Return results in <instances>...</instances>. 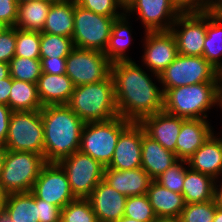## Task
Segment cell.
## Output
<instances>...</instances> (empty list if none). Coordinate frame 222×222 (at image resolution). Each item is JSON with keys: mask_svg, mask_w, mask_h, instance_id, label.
I'll use <instances>...</instances> for the list:
<instances>
[{"mask_svg": "<svg viewBox=\"0 0 222 222\" xmlns=\"http://www.w3.org/2000/svg\"><path fill=\"white\" fill-rule=\"evenodd\" d=\"M114 95L119 116L140 122L144 117L163 111V92L150 75L133 60L111 65Z\"/></svg>", "mask_w": 222, "mask_h": 222, "instance_id": "obj_1", "label": "cell"}, {"mask_svg": "<svg viewBox=\"0 0 222 222\" xmlns=\"http://www.w3.org/2000/svg\"><path fill=\"white\" fill-rule=\"evenodd\" d=\"M44 158L59 162L79 151L84 122L67 105L43 106Z\"/></svg>", "mask_w": 222, "mask_h": 222, "instance_id": "obj_2", "label": "cell"}, {"mask_svg": "<svg viewBox=\"0 0 222 222\" xmlns=\"http://www.w3.org/2000/svg\"><path fill=\"white\" fill-rule=\"evenodd\" d=\"M222 109V82H203L168 89L163 94V110L184 119H205L207 111Z\"/></svg>", "mask_w": 222, "mask_h": 222, "instance_id": "obj_3", "label": "cell"}, {"mask_svg": "<svg viewBox=\"0 0 222 222\" xmlns=\"http://www.w3.org/2000/svg\"><path fill=\"white\" fill-rule=\"evenodd\" d=\"M67 106L84 123L107 121L119 116L112 76L96 83L76 86Z\"/></svg>", "mask_w": 222, "mask_h": 222, "instance_id": "obj_4", "label": "cell"}, {"mask_svg": "<svg viewBox=\"0 0 222 222\" xmlns=\"http://www.w3.org/2000/svg\"><path fill=\"white\" fill-rule=\"evenodd\" d=\"M43 155L6 150L0 172V187L7 193H28L46 164Z\"/></svg>", "mask_w": 222, "mask_h": 222, "instance_id": "obj_5", "label": "cell"}, {"mask_svg": "<svg viewBox=\"0 0 222 222\" xmlns=\"http://www.w3.org/2000/svg\"><path fill=\"white\" fill-rule=\"evenodd\" d=\"M131 123L120 116L107 121L87 122L81 132L79 151L108 166L120 133Z\"/></svg>", "mask_w": 222, "mask_h": 222, "instance_id": "obj_6", "label": "cell"}, {"mask_svg": "<svg viewBox=\"0 0 222 222\" xmlns=\"http://www.w3.org/2000/svg\"><path fill=\"white\" fill-rule=\"evenodd\" d=\"M163 94L170 88L203 82H222L221 73L203 56L178 54L159 75Z\"/></svg>", "mask_w": 222, "mask_h": 222, "instance_id": "obj_7", "label": "cell"}, {"mask_svg": "<svg viewBox=\"0 0 222 222\" xmlns=\"http://www.w3.org/2000/svg\"><path fill=\"white\" fill-rule=\"evenodd\" d=\"M4 147L9 151L44 156V127L41 110L12 111Z\"/></svg>", "mask_w": 222, "mask_h": 222, "instance_id": "obj_8", "label": "cell"}, {"mask_svg": "<svg viewBox=\"0 0 222 222\" xmlns=\"http://www.w3.org/2000/svg\"><path fill=\"white\" fill-rule=\"evenodd\" d=\"M117 18L106 17L86 10L74 0V47L103 52L105 51L113 22Z\"/></svg>", "mask_w": 222, "mask_h": 222, "instance_id": "obj_9", "label": "cell"}, {"mask_svg": "<svg viewBox=\"0 0 222 222\" xmlns=\"http://www.w3.org/2000/svg\"><path fill=\"white\" fill-rule=\"evenodd\" d=\"M111 65L103 52L74 47L66 57L65 74L76 87L107 79Z\"/></svg>", "mask_w": 222, "mask_h": 222, "instance_id": "obj_10", "label": "cell"}, {"mask_svg": "<svg viewBox=\"0 0 222 222\" xmlns=\"http://www.w3.org/2000/svg\"><path fill=\"white\" fill-rule=\"evenodd\" d=\"M58 163L65 170L76 198H88L103 180L105 166L80 151L61 159Z\"/></svg>", "mask_w": 222, "mask_h": 222, "instance_id": "obj_11", "label": "cell"}, {"mask_svg": "<svg viewBox=\"0 0 222 222\" xmlns=\"http://www.w3.org/2000/svg\"><path fill=\"white\" fill-rule=\"evenodd\" d=\"M38 199L61 210L76 197L71 190L67 174L58 162H47L31 191Z\"/></svg>", "mask_w": 222, "mask_h": 222, "instance_id": "obj_12", "label": "cell"}, {"mask_svg": "<svg viewBox=\"0 0 222 222\" xmlns=\"http://www.w3.org/2000/svg\"><path fill=\"white\" fill-rule=\"evenodd\" d=\"M170 32L175 37L178 54L202 56L206 39V12H182Z\"/></svg>", "mask_w": 222, "mask_h": 222, "instance_id": "obj_13", "label": "cell"}, {"mask_svg": "<svg viewBox=\"0 0 222 222\" xmlns=\"http://www.w3.org/2000/svg\"><path fill=\"white\" fill-rule=\"evenodd\" d=\"M124 12L128 16L137 14L145 32L170 31L182 13L173 0H134Z\"/></svg>", "mask_w": 222, "mask_h": 222, "instance_id": "obj_14", "label": "cell"}, {"mask_svg": "<svg viewBox=\"0 0 222 222\" xmlns=\"http://www.w3.org/2000/svg\"><path fill=\"white\" fill-rule=\"evenodd\" d=\"M142 62L160 83L159 75L178 56L174 35L170 31L145 32Z\"/></svg>", "mask_w": 222, "mask_h": 222, "instance_id": "obj_15", "label": "cell"}, {"mask_svg": "<svg viewBox=\"0 0 222 222\" xmlns=\"http://www.w3.org/2000/svg\"><path fill=\"white\" fill-rule=\"evenodd\" d=\"M142 126L131 122L118 138L112 160L107 166L116 170H132L141 167Z\"/></svg>", "mask_w": 222, "mask_h": 222, "instance_id": "obj_16", "label": "cell"}, {"mask_svg": "<svg viewBox=\"0 0 222 222\" xmlns=\"http://www.w3.org/2000/svg\"><path fill=\"white\" fill-rule=\"evenodd\" d=\"M184 120V118L169 114L163 110L154 115L144 117L139 123L147 136L176 155V142Z\"/></svg>", "mask_w": 222, "mask_h": 222, "instance_id": "obj_17", "label": "cell"}, {"mask_svg": "<svg viewBox=\"0 0 222 222\" xmlns=\"http://www.w3.org/2000/svg\"><path fill=\"white\" fill-rule=\"evenodd\" d=\"M98 222H115L124 216L127 196L119 193L104 180L88 197Z\"/></svg>", "mask_w": 222, "mask_h": 222, "instance_id": "obj_18", "label": "cell"}, {"mask_svg": "<svg viewBox=\"0 0 222 222\" xmlns=\"http://www.w3.org/2000/svg\"><path fill=\"white\" fill-rule=\"evenodd\" d=\"M214 134L213 132L195 151L187 163L191 170L206 174L218 181L222 177V138Z\"/></svg>", "mask_w": 222, "mask_h": 222, "instance_id": "obj_19", "label": "cell"}, {"mask_svg": "<svg viewBox=\"0 0 222 222\" xmlns=\"http://www.w3.org/2000/svg\"><path fill=\"white\" fill-rule=\"evenodd\" d=\"M103 180L127 197L147 194L149 184L152 181L141 167L122 171L107 166L104 169Z\"/></svg>", "mask_w": 222, "mask_h": 222, "instance_id": "obj_20", "label": "cell"}, {"mask_svg": "<svg viewBox=\"0 0 222 222\" xmlns=\"http://www.w3.org/2000/svg\"><path fill=\"white\" fill-rule=\"evenodd\" d=\"M208 120L185 119L176 142V157L187 161L214 132Z\"/></svg>", "mask_w": 222, "mask_h": 222, "instance_id": "obj_21", "label": "cell"}, {"mask_svg": "<svg viewBox=\"0 0 222 222\" xmlns=\"http://www.w3.org/2000/svg\"><path fill=\"white\" fill-rule=\"evenodd\" d=\"M141 158V168L152 180L157 179L178 161L175 153L165 149L159 142L147 136L143 127Z\"/></svg>", "mask_w": 222, "mask_h": 222, "instance_id": "obj_22", "label": "cell"}, {"mask_svg": "<svg viewBox=\"0 0 222 222\" xmlns=\"http://www.w3.org/2000/svg\"><path fill=\"white\" fill-rule=\"evenodd\" d=\"M36 84L43 106L67 105L75 88L66 74L42 73Z\"/></svg>", "mask_w": 222, "mask_h": 222, "instance_id": "obj_23", "label": "cell"}, {"mask_svg": "<svg viewBox=\"0 0 222 222\" xmlns=\"http://www.w3.org/2000/svg\"><path fill=\"white\" fill-rule=\"evenodd\" d=\"M147 195L157 217H180L185 206L182 194L172 192L152 180L149 184Z\"/></svg>", "mask_w": 222, "mask_h": 222, "instance_id": "obj_24", "label": "cell"}, {"mask_svg": "<svg viewBox=\"0 0 222 222\" xmlns=\"http://www.w3.org/2000/svg\"><path fill=\"white\" fill-rule=\"evenodd\" d=\"M74 0L53 1L42 32L72 38Z\"/></svg>", "mask_w": 222, "mask_h": 222, "instance_id": "obj_25", "label": "cell"}, {"mask_svg": "<svg viewBox=\"0 0 222 222\" xmlns=\"http://www.w3.org/2000/svg\"><path fill=\"white\" fill-rule=\"evenodd\" d=\"M128 20L129 17L124 13L113 22L109 41L104 51V54L111 63L132 60L126 54V50L133 40Z\"/></svg>", "mask_w": 222, "mask_h": 222, "instance_id": "obj_26", "label": "cell"}, {"mask_svg": "<svg viewBox=\"0 0 222 222\" xmlns=\"http://www.w3.org/2000/svg\"><path fill=\"white\" fill-rule=\"evenodd\" d=\"M215 180L201 172L186 170L182 195L185 204L202 203L214 199Z\"/></svg>", "mask_w": 222, "mask_h": 222, "instance_id": "obj_27", "label": "cell"}, {"mask_svg": "<svg viewBox=\"0 0 222 222\" xmlns=\"http://www.w3.org/2000/svg\"><path fill=\"white\" fill-rule=\"evenodd\" d=\"M202 56L222 75V15L206 12V39Z\"/></svg>", "mask_w": 222, "mask_h": 222, "instance_id": "obj_28", "label": "cell"}, {"mask_svg": "<svg viewBox=\"0 0 222 222\" xmlns=\"http://www.w3.org/2000/svg\"><path fill=\"white\" fill-rule=\"evenodd\" d=\"M53 0H39L18 4L15 27L25 31L42 32Z\"/></svg>", "mask_w": 222, "mask_h": 222, "instance_id": "obj_29", "label": "cell"}, {"mask_svg": "<svg viewBox=\"0 0 222 222\" xmlns=\"http://www.w3.org/2000/svg\"><path fill=\"white\" fill-rule=\"evenodd\" d=\"M4 212L12 222H39L36 196L32 192L8 194Z\"/></svg>", "mask_w": 222, "mask_h": 222, "instance_id": "obj_30", "label": "cell"}, {"mask_svg": "<svg viewBox=\"0 0 222 222\" xmlns=\"http://www.w3.org/2000/svg\"><path fill=\"white\" fill-rule=\"evenodd\" d=\"M9 107L12 111L41 110L43 105L38 95L37 84L12 79Z\"/></svg>", "mask_w": 222, "mask_h": 222, "instance_id": "obj_31", "label": "cell"}, {"mask_svg": "<svg viewBox=\"0 0 222 222\" xmlns=\"http://www.w3.org/2000/svg\"><path fill=\"white\" fill-rule=\"evenodd\" d=\"M12 79L36 84L42 74L40 58H24L14 56L9 61Z\"/></svg>", "mask_w": 222, "mask_h": 222, "instance_id": "obj_32", "label": "cell"}, {"mask_svg": "<svg viewBox=\"0 0 222 222\" xmlns=\"http://www.w3.org/2000/svg\"><path fill=\"white\" fill-rule=\"evenodd\" d=\"M73 48L72 38L40 32V58H66Z\"/></svg>", "mask_w": 222, "mask_h": 222, "instance_id": "obj_33", "label": "cell"}, {"mask_svg": "<svg viewBox=\"0 0 222 222\" xmlns=\"http://www.w3.org/2000/svg\"><path fill=\"white\" fill-rule=\"evenodd\" d=\"M60 222H98L88 198H75L61 210Z\"/></svg>", "mask_w": 222, "mask_h": 222, "instance_id": "obj_34", "label": "cell"}, {"mask_svg": "<svg viewBox=\"0 0 222 222\" xmlns=\"http://www.w3.org/2000/svg\"><path fill=\"white\" fill-rule=\"evenodd\" d=\"M124 216L141 222H153L157 218L147 194L127 197Z\"/></svg>", "mask_w": 222, "mask_h": 222, "instance_id": "obj_35", "label": "cell"}, {"mask_svg": "<svg viewBox=\"0 0 222 222\" xmlns=\"http://www.w3.org/2000/svg\"><path fill=\"white\" fill-rule=\"evenodd\" d=\"M15 56L40 58V32L16 28Z\"/></svg>", "mask_w": 222, "mask_h": 222, "instance_id": "obj_36", "label": "cell"}, {"mask_svg": "<svg viewBox=\"0 0 222 222\" xmlns=\"http://www.w3.org/2000/svg\"><path fill=\"white\" fill-rule=\"evenodd\" d=\"M215 200L202 203L185 204L182 210L180 222H213L216 212Z\"/></svg>", "mask_w": 222, "mask_h": 222, "instance_id": "obj_37", "label": "cell"}, {"mask_svg": "<svg viewBox=\"0 0 222 222\" xmlns=\"http://www.w3.org/2000/svg\"><path fill=\"white\" fill-rule=\"evenodd\" d=\"M184 164H188L187 161L178 160L155 181L172 192L182 194L186 170L189 168Z\"/></svg>", "mask_w": 222, "mask_h": 222, "instance_id": "obj_38", "label": "cell"}, {"mask_svg": "<svg viewBox=\"0 0 222 222\" xmlns=\"http://www.w3.org/2000/svg\"><path fill=\"white\" fill-rule=\"evenodd\" d=\"M76 4L86 10L106 17L119 18L124 14V8L118 0H75ZM122 10L123 12L119 11ZM120 12V13H119Z\"/></svg>", "mask_w": 222, "mask_h": 222, "instance_id": "obj_39", "label": "cell"}, {"mask_svg": "<svg viewBox=\"0 0 222 222\" xmlns=\"http://www.w3.org/2000/svg\"><path fill=\"white\" fill-rule=\"evenodd\" d=\"M16 27H4L0 31V62L9 63L15 56Z\"/></svg>", "mask_w": 222, "mask_h": 222, "instance_id": "obj_40", "label": "cell"}, {"mask_svg": "<svg viewBox=\"0 0 222 222\" xmlns=\"http://www.w3.org/2000/svg\"><path fill=\"white\" fill-rule=\"evenodd\" d=\"M18 2L16 0H0V24L4 27H15Z\"/></svg>", "mask_w": 222, "mask_h": 222, "instance_id": "obj_41", "label": "cell"}, {"mask_svg": "<svg viewBox=\"0 0 222 222\" xmlns=\"http://www.w3.org/2000/svg\"><path fill=\"white\" fill-rule=\"evenodd\" d=\"M36 206L39 212V222H60L61 209L53 204L36 197Z\"/></svg>", "mask_w": 222, "mask_h": 222, "instance_id": "obj_42", "label": "cell"}, {"mask_svg": "<svg viewBox=\"0 0 222 222\" xmlns=\"http://www.w3.org/2000/svg\"><path fill=\"white\" fill-rule=\"evenodd\" d=\"M42 73L65 74L66 58H40Z\"/></svg>", "mask_w": 222, "mask_h": 222, "instance_id": "obj_43", "label": "cell"}, {"mask_svg": "<svg viewBox=\"0 0 222 222\" xmlns=\"http://www.w3.org/2000/svg\"><path fill=\"white\" fill-rule=\"evenodd\" d=\"M181 12H207L210 0H173Z\"/></svg>", "mask_w": 222, "mask_h": 222, "instance_id": "obj_44", "label": "cell"}, {"mask_svg": "<svg viewBox=\"0 0 222 222\" xmlns=\"http://www.w3.org/2000/svg\"><path fill=\"white\" fill-rule=\"evenodd\" d=\"M12 110L8 105L0 104V145H5Z\"/></svg>", "mask_w": 222, "mask_h": 222, "instance_id": "obj_45", "label": "cell"}, {"mask_svg": "<svg viewBox=\"0 0 222 222\" xmlns=\"http://www.w3.org/2000/svg\"><path fill=\"white\" fill-rule=\"evenodd\" d=\"M12 78L11 76L0 80V104L9 106V96L11 92Z\"/></svg>", "mask_w": 222, "mask_h": 222, "instance_id": "obj_46", "label": "cell"}, {"mask_svg": "<svg viewBox=\"0 0 222 222\" xmlns=\"http://www.w3.org/2000/svg\"><path fill=\"white\" fill-rule=\"evenodd\" d=\"M208 12L222 15V0H210Z\"/></svg>", "mask_w": 222, "mask_h": 222, "instance_id": "obj_47", "label": "cell"}, {"mask_svg": "<svg viewBox=\"0 0 222 222\" xmlns=\"http://www.w3.org/2000/svg\"><path fill=\"white\" fill-rule=\"evenodd\" d=\"M214 200H215L216 206L222 208V183L218 185L217 180H215V184H214Z\"/></svg>", "mask_w": 222, "mask_h": 222, "instance_id": "obj_48", "label": "cell"}, {"mask_svg": "<svg viewBox=\"0 0 222 222\" xmlns=\"http://www.w3.org/2000/svg\"><path fill=\"white\" fill-rule=\"evenodd\" d=\"M10 76L9 63L0 62V80Z\"/></svg>", "mask_w": 222, "mask_h": 222, "instance_id": "obj_49", "label": "cell"}, {"mask_svg": "<svg viewBox=\"0 0 222 222\" xmlns=\"http://www.w3.org/2000/svg\"><path fill=\"white\" fill-rule=\"evenodd\" d=\"M8 194L0 187V214L5 211Z\"/></svg>", "mask_w": 222, "mask_h": 222, "instance_id": "obj_50", "label": "cell"}, {"mask_svg": "<svg viewBox=\"0 0 222 222\" xmlns=\"http://www.w3.org/2000/svg\"><path fill=\"white\" fill-rule=\"evenodd\" d=\"M213 222H222V208L216 207V212L214 215Z\"/></svg>", "mask_w": 222, "mask_h": 222, "instance_id": "obj_51", "label": "cell"}, {"mask_svg": "<svg viewBox=\"0 0 222 222\" xmlns=\"http://www.w3.org/2000/svg\"><path fill=\"white\" fill-rule=\"evenodd\" d=\"M153 222H180L179 218L157 217Z\"/></svg>", "mask_w": 222, "mask_h": 222, "instance_id": "obj_52", "label": "cell"}, {"mask_svg": "<svg viewBox=\"0 0 222 222\" xmlns=\"http://www.w3.org/2000/svg\"><path fill=\"white\" fill-rule=\"evenodd\" d=\"M5 152H6V148L3 145H0V172L3 167Z\"/></svg>", "mask_w": 222, "mask_h": 222, "instance_id": "obj_53", "label": "cell"}, {"mask_svg": "<svg viewBox=\"0 0 222 222\" xmlns=\"http://www.w3.org/2000/svg\"><path fill=\"white\" fill-rule=\"evenodd\" d=\"M0 222H12V221L11 218L5 212H2L0 214Z\"/></svg>", "mask_w": 222, "mask_h": 222, "instance_id": "obj_54", "label": "cell"}, {"mask_svg": "<svg viewBox=\"0 0 222 222\" xmlns=\"http://www.w3.org/2000/svg\"><path fill=\"white\" fill-rule=\"evenodd\" d=\"M119 4L124 8V10L133 2L134 0H118Z\"/></svg>", "mask_w": 222, "mask_h": 222, "instance_id": "obj_55", "label": "cell"}, {"mask_svg": "<svg viewBox=\"0 0 222 222\" xmlns=\"http://www.w3.org/2000/svg\"><path fill=\"white\" fill-rule=\"evenodd\" d=\"M115 222H141V221H136L132 218L122 216L118 221Z\"/></svg>", "mask_w": 222, "mask_h": 222, "instance_id": "obj_56", "label": "cell"}, {"mask_svg": "<svg viewBox=\"0 0 222 222\" xmlns=\"http://www.w3.org/2000/svg\"><path fill=\"white\" fill-rule=\"evenodd\" d=\"M16 1L18 2V4H24V3L39 1V0H16Z\"/></svg>", "mask_w": 222, "mask_h": 222, "instance_id": "obj_57", "label": "cell"}, {"mask_svg": "<svg viewBox=\"0 0 222 222\" xmlns=\"http://www.w3.org/2000/svg\"><path fill=\"white\" fill-rule=\"evenodd\" d=\"M3 28H4V26L0 24V31H1Z\"/></svg>", "mask_w": 222, "mask_h": 222, "instance_id": "obj_58", "label": "cell"}]
</instances>
